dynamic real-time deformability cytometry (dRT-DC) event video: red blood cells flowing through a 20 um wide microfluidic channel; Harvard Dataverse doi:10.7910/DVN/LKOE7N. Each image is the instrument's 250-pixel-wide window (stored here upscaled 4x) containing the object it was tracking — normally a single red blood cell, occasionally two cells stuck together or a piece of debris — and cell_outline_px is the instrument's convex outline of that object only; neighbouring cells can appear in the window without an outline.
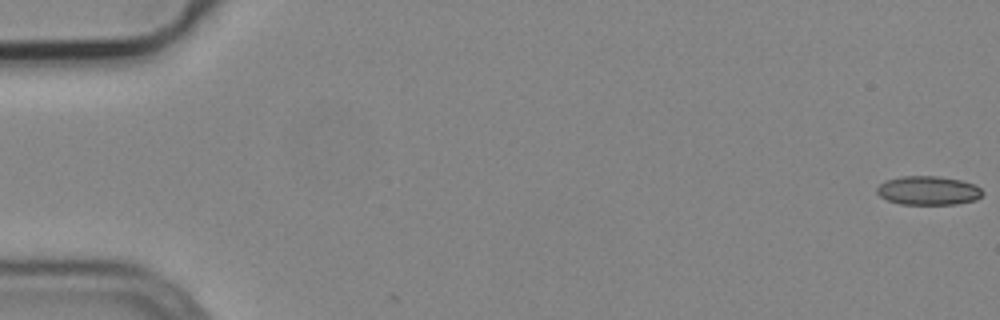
{"species": "common noctule bat (a hibernating species)", "species_latin": "Nyctalus noctula", "temperature_condition": "cold", "stored_images_in_passage": 55, "camera_frame_rate_fps": 3000, "um_per_image_px": 0.085, "animal": {"sex": "male", "body_mass_g": 19.2, "forearm_length_mm": 51.8}, "frame": {"image": 1, "passage_image": 1, "time_ms": 0.0, "image_size_px": [1000, 320], "cell_outline_px": [[984, 192], [976, 200], [956, 204], [900, 204], [888, 200], [880, 196], [876, 192], [876, 188], [884, 180], [900, 176], [936, 176], [960, 180], [972, 184], [980, 188]], "centroid_in_image_um": [78.86, 16.19], "position_along_channel_um": 6.1, "area_um2": 17.74}}
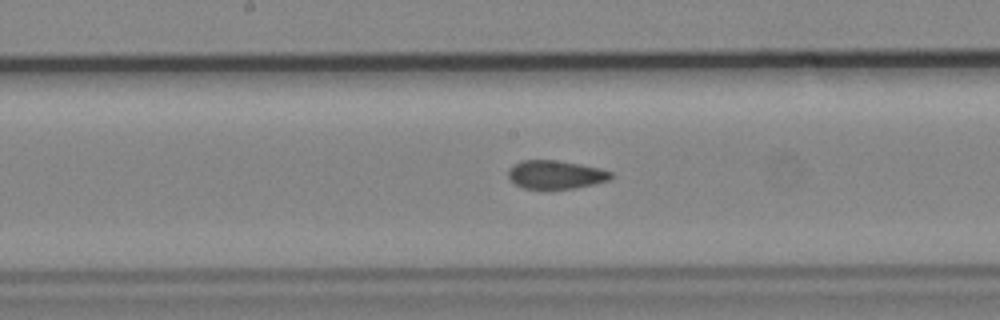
{"frame": {"image": 2, "passage_image": 29, "time_ms": 9.333, "image_size_px": [1000, 320], "cell_outline_px": [[612, 176], [608, 180], [576, 188], [524, 188], [516, 184], [508, 176], [508, 168], [512, 164], [520, 160], [556, 160], [580, 164], [600, 168], [612, 172]], "centroid_in_image_um": [47.2, 14.82], "position_along_channel_um": 201.0, "area_um2": 16.88}}
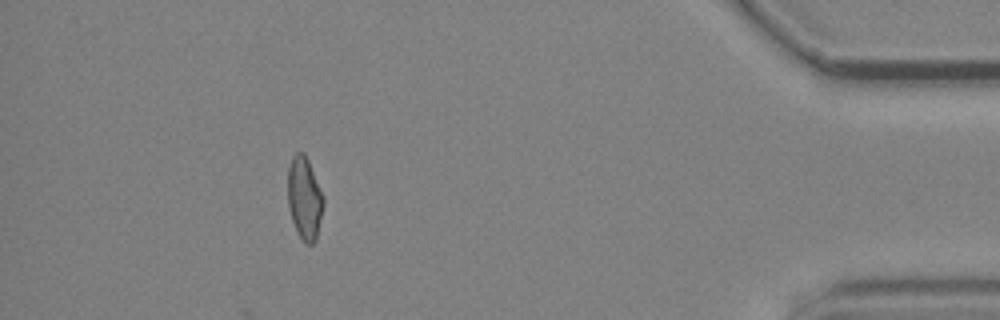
{"frame": {"image": 3, "passage_image": 50, "time_ms": 16.333, "image_size_px": [1000, 320], "cell_outline_px": [[324, 204], [316, 240], [312, 244], [304, 244], [296, 232], [292, 220], [288, 204], [288, 168], [292, 156], [296, 152], [304, 152], [308, 160], [324, 196]], "centroid_in_image_um": [25.88, 16.87], "position_along_channel_um": 409.3, "area_um2": 17.34}, "authors_computed_cell_mechanics": {"area_um2": 17.7446, "velocity_mm_per_s": 3.7811, "shape_relaxation_time_tau1_ms": null, "shape_relaxation_time_tau2_ms": 1.7857, "deformation_change_tau1": null, "deformation_change_tau2": 0.0839}}